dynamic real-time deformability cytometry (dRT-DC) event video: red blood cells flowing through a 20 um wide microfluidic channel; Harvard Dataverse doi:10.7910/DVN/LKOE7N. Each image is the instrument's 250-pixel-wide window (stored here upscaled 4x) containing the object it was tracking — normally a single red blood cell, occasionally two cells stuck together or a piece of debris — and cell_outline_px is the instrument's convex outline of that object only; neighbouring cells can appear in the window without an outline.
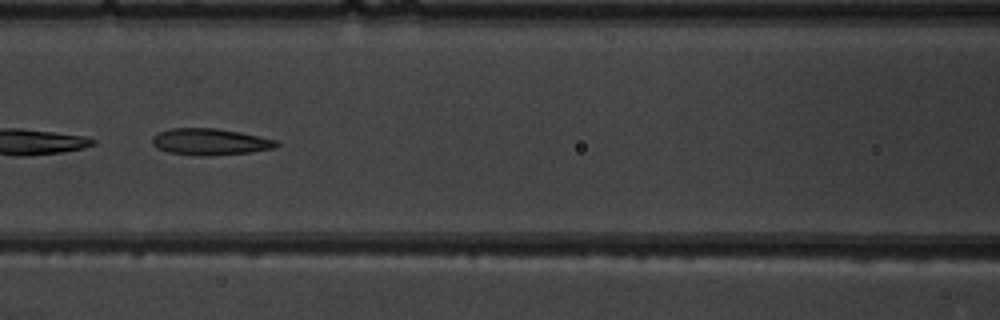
{"species": "common noctule bat (a hibernating species)", "species_latin": "Nyctalus noctula", "temperature_condition": "warm", "stored_images_in_passage": 6, "camera_frame_rate_fps": 3000, "um_per_image_px": 0.085, "animal": {"sex": "male", "body_mass_g": 19.5, "forearm_length_mm": 54.6}, "frame": {"image": 1, "passage_image": 4, "time_ms": 4.333, "image_size_px": [1000, 320], "cell_outline_px": [[280, 144], [276, 148], [252, 152], [208, 156], [196, 156], [168, 152], [156, 148], [152, 144], [152, 136], [160, 132], [172, 128], [216, 128], [240, 132], [276, 140]], "centroid_in_image_um": [17.85, 12.06], "position_along_channel_um": 148.7, "area_um2": 19.36}}
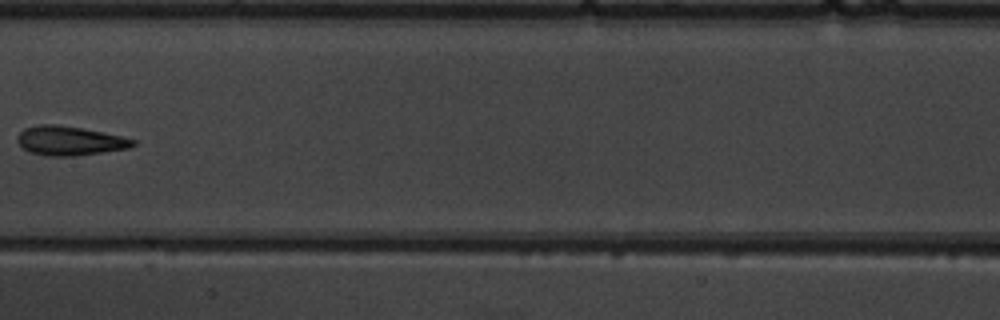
{"frame": {"image": 2, "passage_image": 5, "time_ms": 5.667, "image_size_px": [1000, 320], "cell_outline_px": [[136, 144], [128, 148], [72, 156], [44, 156], [28, 152], [16, 140], [16, 136], [24, 128], [36, 124], [56, 124], [104, 132], [136, 140]], "centroid_in_image_um": [5.86, 11.96], "position_along_channel_um": 201.5, "area_um2": 19.65}}
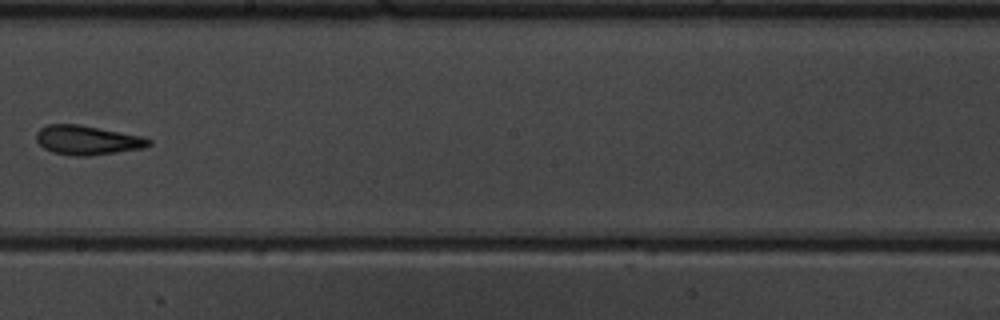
{"frame": {"image": 3, "passage_image": 6, "time_ms": 6.667, "image_size_px": [1000, 320], "cell_outline_px": [[152, 144], [144, 148], [88, 156], [72, 156], [52, 152], [44, 148], [36, 140], [36, 132], [40, 128], [48, 124], [76, 124], [144, 136], [152, 140]], "centroid_in_image_um": [7.43, 11.91], "position_along_channel_um": 240.8, "area_um2": 19.25}}